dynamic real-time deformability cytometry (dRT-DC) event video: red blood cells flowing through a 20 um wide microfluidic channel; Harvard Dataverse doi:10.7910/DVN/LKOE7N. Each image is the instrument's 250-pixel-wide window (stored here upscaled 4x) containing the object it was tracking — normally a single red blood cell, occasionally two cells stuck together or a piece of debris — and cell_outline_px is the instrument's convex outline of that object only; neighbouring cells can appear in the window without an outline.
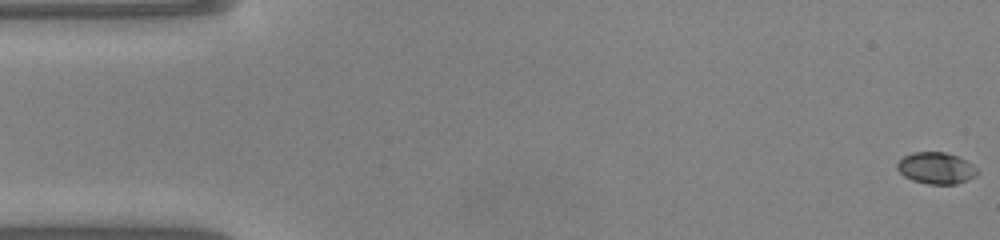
{"species": "common noctule bat (a hibernating species)", "species_latin": "Nyctalus noctula", "temperature_condition": "warm", "stored_images_in_passage": 49, "camera_frame_rate_fps": 3000, "um_per_image_px": 0.085, "animal": {"sex": "male", "body_mass_g": 20.0, "forearm_length_mm": 53.3}, "frame": {"image": 1, "passage_image": 1, "time_ms": 0.0, "image_size_px": [1000, 240], "cell_outline_px": [[980, 172], [976, 176], [956, 184], [928, 184], [912, 180], [904, 176], [896, 168], [896, 164], [904, 156], [912, 152], [944, 152], [956, 156], [972, 164]], "centroid_in_image_um": [79.56, 14.29], "position_along_channel_um": 5.4, "area_um2": 14.68}}
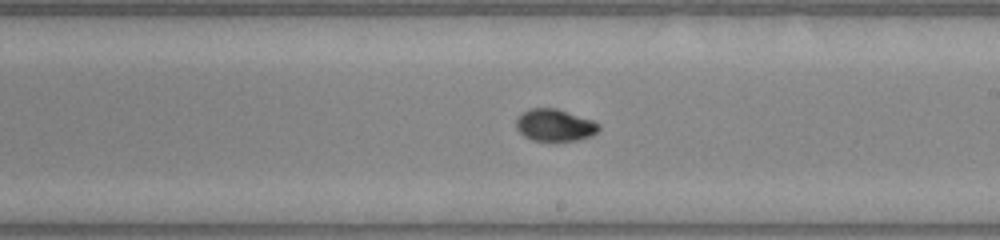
{"frame": {"image": 2, "passage_image": 28, "time_ms": 9.0, "image_size_px": [1000, 240], "cell_outline_px": [[600, 128], [592, 136], [576, 140], [532, 140], [524, 136], [516, 128], [516, 120], [524, 112], [532, 108], [556, 108], [592, 120], [600, 124]], "centroid_in_image_um": [47.17, 10.64], "position_along_channel_um": 241.8, "area_um2": 15.2}}
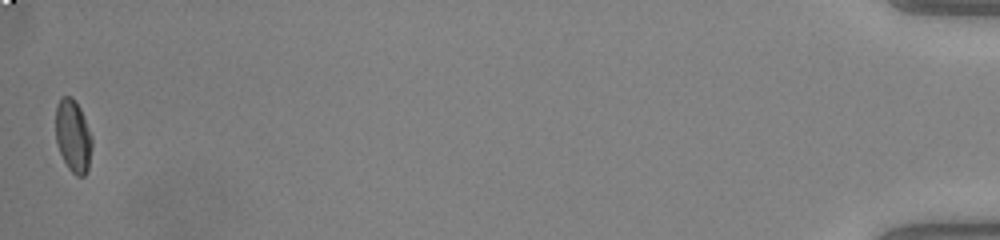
{"frame": {"image": 3, "passage_image": 49, "time_ms": 16.0, "image_size_px": [1000, 240], "cell_outline_px": [[92, 148], [88, 168], [84, 176], [76, 176], [68, 168], [60, 152], [56, 140], [56, 104], [60, 96], [72, 96], [80, 108], [92, 136]], "centroid_in_image_um": [6.21, 11.54], "position_along_channel_um": 429.0, "area_um2": 15.43}, "authors_computed_cell_mechanics": {"area_um2": 14.7968, "velocity_mm_per_s": 4.1327, "shape_relaxation_time_tau1_ms": 3.4378, "shape_relaxation_time_tau2_ms": 1.0037, "deformation_change_tau1": 0.1718, "deformation_change_tau2": 0.0364}}